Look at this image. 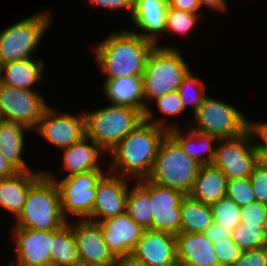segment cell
Listing matches in <instances>:
<instances>
[{
  "label": "cell",
  "mask_w": 267,
  "mask_h": 266,
  "mask_svg": "<svg viewBox=\"0 0 267 266\" xmlns=\"http://www.w3.org/2000/svg\"><path fill=\"white\" fill-rule=\"evenodd\" d=\"M17 261L15 266H50L52 231L16 227L13 229ZM14 266V265H11Z\"/></svg>",
  "instance_id": "e0dca14e"
},
{
  "label": "cell",
  "mask_w": 267,
  "mask_h": 266,
  "mask_svg": "<svg viewBox=\"0 0 267 266\" xmlns=\"http://www.w3.org/2000/svg\"><path fill=\"white\" fill-rule=\"evenodd\" d=\"M103 85V94L110 104L136 107L144 113L142 77L104 80Z\"/></svg>",
  "instance_id": "484cf974"
},
{
  "label": "cell",
  "mask_w": 267,
  "mask_h": 266,
  "mask_svg": "<svg viewBox=\"0 0 267 266\" xmlns=\"http://www.w3.org/2000/svg\"><path fill=\"white\" fill-rule=\"evenodd\" d=\"M249 181L256 201L267 205V167L260 161L255 165Z\"/></svg>",
  "instance_id": "8d00e7d4"
},
{
  "label": "cell",
  "mask_w": 267,
  "mask_h": 266,
  "mask_svg": "<svg viewBox=\"0 0 267 266\" xmlns=\"http://www.w3.org/2000/svg\"><path fill=\"white\" fill-rule=\"evenodd\" d=\"M201 164L189 157L167 133L162 139L150 175V181L188 195Z\"/></svg>",
  "instance_id": "8992f818"
},
{
  "label": "cell",
  "mask_w": 267,
  "mask_h": 266,
  "mask_svg": "<svg viewBox=\"0 0 267 266\" xmlns=\"http://www.w3.org/2000/svg\"><path fill=\"white\" fill-rule=\"evenodd\" d=\"M194 131L209 134L219 139L232 138L248 129V121L240 110L218 99L206 96L195 114Z\"/></svg>",
  "instance_id": "ba28073f"
},
{
  "label": "cell",
  "mask_w": 267,
  "mask_h": 266,
  "mask_svg": "<svg viewBox=\"0 0 267 266\" xmlns=\"http://www.w3.org/2000/svg\"><path fill=\"white\" fill-rule=\"evenodd\" d=\"M155 46V42L122 29L96 45L95 60L107 75L105 80L142 77Z\"/></svg>",
  "instance_id": "7a4b0ae2"
},
{
  "label": "cell",
  "mask_w": 267,
  "mask_h": 266,
  "mask_svg": "<svg viewBox=\"0 0 267 266\" xmlns=\"http://www.w3.org/2000/svg\"><path fill=\"white\" fill-rule=\"evenodd\" d=\"M152 102H155L159 110L166 116L179 115L184 111L182 101L177 91L160 96Z\"/></svg>",
  "instance_id": "f35d334b"
},
{
  "label": "cell",
  "mask_w": 267,
  "mask_h": 266,
  "mask_svg": "<svg viewBox=\"0 0 267 266\" xmlns=\"http://www.w3.org/2000/svg\"><path fill=\"white\" fill-rule=\"evenodd\" d=\"M127 180L130 181V178L105 174L96 186L92 213L86 220L98 223L126 213L129 191Z\"/></svg>",
  "instance_id": "9a60e30c"
},
{
  "label": "cell",
  "mask_w": 267,
  "mask_h": 266,
  "mask_svg": "<svg viewBox=\"0 0 267 266\" xmlns=\"http://www.w3.org/2000/svg\"><path fill=\"white\" fill-rule=\"evenodd\" d=\"M90 4L110 10H128L132 13L133 0H88Z\"/></svg>",
  "instance_id": "b9f144b4"
},
{
  "label": "cell",
  "mask_w": 267,
  "mask_h": 266,
  "mask_svg": "<svg viewBox=\"0 0 267 266\" xmlns=\"http://www.w3.org/2000/svg\"><path fill=\"white\" fill-rule=\"evenodd\" d=\"M227 180L222 170L213 164L201 165L188 195L204 204L211 205L226 196Z\"/></svg>",
  "instance_id": "603a6c76"
},
{
  "label": "cell",
  "mask_w": 267,
  "mask_h": 266,
  "mask_svg": "<svg viewBox=\"0 0 267 266\" xmlns=\"http://www.w3.org/2000/svg\"><path fill=\"white\" fill-rule=\"evenodd\" d=\"M15 227L44 231L60 229L67 220L61 211L60 196L55 180L44 173L30 186L22 212Z\"/></svg>",
  "instance_id": "277c9868"
},
{
  "label": "cell",
  "mask_w": 267,
  "mask_h": 266,
  "mask_svg": "<svg viewBox=\"0 0 267 266\" xmlns=\"http://www.w3.org/2000/svg\"><path fill=\"white\" fill-rule=\"evenodd\" d=\"M86 136L105 153L111 150L144 120V113L136 107L113 104L85 112Z\"/></svg>",
  "instance_id": "3957f363"
},
{
  "label": "cell",
  "mask_w": 267,
  "mask_h": 266,
  "mask_svg": "<svg viewBox=\"0 0 267 266\" xmlns=\"http://www.w3.org/2000/svg\"><path fill=\"white\" fill-rule=\"evenodd\" d=\"M44 62L32 58L0 65V82L18 89L32 90L43 78Z\"/></svg>",
  "instance_id": "d4e9b609"
},
{
  "label": "cell",
  "mask_w": 267,
  "mask_h": 266,
  "mask_svg": "<svg viewBox=\"0 0 267 266\" xmlns=\"http://www.w3.org/2000/svg\"><path fill=\"white\" fill-rule=\"evenodd\" d=\"M48 107L39 92L0 82V114L3 120L22 123L33 130Z\"/></svg>",
  "instance_id": "8fae6325"
},
{
  "label": "cell",
  "mask_w": 267,
  "mask_h": 266,
  "mask_svg": "<svg viewBox=\"0 0 267 266\" xmlns=\"http://www.w3.org/2000/svg\"><path fill=\"white\" fill-rule=\"evenodd\" d=\"M200 7H208L217 11L224 12L228 8L226 1L227 0H198Z\"/></svg>",
  "instance_id": "bcb514c9"
},
{
  "label": "cell",
  "mask_w": 267,
  "mask_h": 266,
  "mask_svg": "<svg viewBox=\"0 0 267 266\" xmlns=\"http://www.w3.org/2000/svg\"><path fill=\"white\" fill-rule=\"evenodd\" d=\"M188 131V134H184L181 132V129L177 127L168 130V134L179 144L181 149L189 157L196 160L201 165L212 164L216 151L215 145L218 139L212 135L194 131L189 127Z\"/></svg>",
  "instance_id": "cb8c5ba5"
},
{
  "label": "cell",
  "mask_w": 267,
  "mask_h": 266,
  "mask_svg": "<svg viewBox=\"0 0 267 266\" xmlns=\"http://www.w3.org/2000/svg\"><path fill=\"white\" fill-rule=\"evenodd\" d=\"M232 266H267V246L244 251Z\"/></svg>",
  "instance_id": "ab89813d"
},
{
  "label": "cell",
  "mask_w": 267,
  "mask_h": 266,
  "mask_svg": "<svg viewBox=\"0 0 267 266\" xmlns=\"http://www.w3.org/2000/svg\"><path fill=\"white\" fill-rule=\"evenodd\" d=\"M167 0H133L131 17L141 31L133 32L158 44V33L165 32Z\"/></svg>",
  "instance_id": "d6986e66"
},
{
  "label": "cell",
  "mask_w": 267,
  "mask_h": 266,
  "mask_svg": "<svg viewBox=\"0 0 267 266\" xmlns=\"http://www.w3.org/2000/svg\"><path fill=\"white\" fill-rule=\"evenodd\" d=\"M213 247L220 266H232L244 252L232 237L213 243Z\"/></svg>",
  "instance_id": "d590c367"
},
{
  "label": "cell",
  "mask_w": 267,
  "mask_h": 266,
  "mask_svg": "<svg viewBox=\"0 0 267 266\" xmlns=\"http://www.w3.org/2000/svg\"><path fill=\"white\" fill-rule=\"evenodd\" d=\"M150 194L136 182L127 195L126 213L144 230L152 229Z\"/></svg>",
  "instance_id": "f546056e"
},
{
  "label": "cell",
  "mask_w": 267,
  "mask_h": 266,
  "mask_svg": "<svg viewBox=\"0 0 267 266\" xmlns=\"http://www.w3.org/2000/svg\"><path fill=\"white\" fill-rule=\"evenodd\" d=\"M181 216V233H204L214 222L211 206L189 195L182 201Z\"/></svg>",
  "instance_id": "f1b7e54d"
},
{
  "label": "cell",
  "mask_w": 267,
  "mask_h": 266,
  "mask_svg": "<svg viewBox=\"0 0 267 266\" xmlns=\"http://www.w3.org/2000/svg\"><path fill=\"white\" fill-rule=\"evenodd\" d=\"M210 206L213 221L225 229L233 231L241 222V208L228 196H223Z\"/></svg>",
  "instance_id": "1f68e13d"
},
{
  "label": "cell",
  "mask_w": 267,
  "mask_h": 266,
  "mask_svg": "<svg viewBox=\"0 0 267 266\" xmlns=\"http://www.w3.org/2000/svg\"><path fill=\"white\" fill-rule=\"evenodd\" d=\"M232 238L243 251L267 246V226L240 222L232 231Z\"/></svg>",
  "instance_id": "4dcf8cb0"
},
{
  "label": "cell",
  "mask_w": 267,
  "mask_h": 266,
  "mask_svg": "<svg viewBox=\"0 0 267 266\" xmlns=\"http://www.w3.org/2000/svg\"><path fill=\"white\" fill-rule=\"evenodd\" d=\"M190 67L175 47L155 46L142 76L144 111L146 100L153 101L167 93L178 91Z\"/></svg>",
  "instance_id": "5b68a950"
},
{
  "label": "cell",
  "mask_w": 267,
  "mask_h": 266,
  "mask_svg": "<svg viewBox=\"0 0 267 266\" xmlns=\"http://www.w3.org/2000/svg\"><path fill=\"white\" fill-rule=\"evenodd\" d=\"M178 266H220L213 242L204 233H178Z\"/></svg>",
  "instance_id": "ffe728a7"
},
{
  "label": "cell",
  "mask_w": 267,
  "mask_h": 266,
  "mask_svg": "<svg viewBox=\"0 0 267 266\" xmlns=\"http://www.w3.org/2000/svg\"><path fill=\"white\" fill-rule=\"evenodd\" d=\"M153 115L148 106L144 120L111 150V173L136 180L150 175L162 139L178 127Z\"/></svg>",
  "instance_id": "6da1fadb"
},
{
  "label": "cell",
  "mask_w": 267,
  "mask_h": 266,
  "mask_svg": "<svg viewBox=\"0 0 267 266\" xmlns=\"http://www.w3.org/2000/svg\"><path fill=\"white\" fill-rule=\"evenodd\" d=\"M136 181L150 194L152 229L175 235L181 233V204L186 194L158 185L148 178Z\"/></svg>",
  "instance_id": "7c38bea8"
},
{
  "label": "cell",
  "mask_w": 267,
  "mask_h": 266,
  "mask_svg": "<svg viewBox=\"0 0 267 266\" xmlns=\"http://www.w3.org/2000/svg\"><path fill=\"white\" fill-rule=\"evenodd\" d=\"M19 170L0 152V179L15 175Z\"/></svg>",
  "instance_id": "f6af8a7d"
},
{
  "label": "cell",
  "mask_w": 267,
  "mask_h": 266,
  "mask_svg": "<svg viewBox=\"0 0 267 266\" xmlns=\"http://www.w3.org/2000/svg\"><path fill=\"white\" fill-rule=\"evenodd\" d=\"M77 266H91V265H84V264H79V265H77Z\"/></svg>",
  "instance_id": "681fc988"
},
{
  "label": "cell",
  "mask_w": 267,
  "mask_h": 266,
  "mask_svg": "<svg viewBox=\"0 0 267 266\" xmlns=\"http://www.w3.org/2000/svg\"><path fill=\"white\" fill-rule=\"evenodd\" d=\"M259 161L265 166L267 167V153H264L260 158Z\"/></svg>",
  "instance_id": "c3c4849f"
},
{
  "label": "cell",
  "mask_w": 267,
  "mask_h": 266,
  "mask_svg": "<svg viewBox=\"0 0 267 266\" xmlns=\"http://www.w3.org/2000/svg\"><path fill=\"white\" fill-rule=\"evenodd\" d=\"M105 243L116 259L130 257L144 229L127 213L98 222Z\"/></svg>",
  "instance_id": "ac0fdd59"
},
{
  "label": "cell",
  "mask_w": 267,
  "mask_h": 266,
  "mask_svg": "<svg viewBox=\"0 0 267 266\" xmlns=\"http://www.w3.org/2000/svg\"><path fill=\"white\" fill-rule=\"evenodd\" d=\"M248 129L254 140V146L258 157L260 158L264 153H267V122H253L248 121ZM260 138L262 142L255 140Z\"/></svg>",
  "instance_id": "60d3db41"
},
{
  "label": "cell",
  "mask_w": 267,
  "mask_h": 266,
  "mask_svg": "<svg viewBox=\"0 0 267 266\" xmlns=\"http://www.w3.org/2000/svg\"><path fill=\"white\" fill-rule=\"evenodd\" d=\"M199 14L184 12L172 7H167L165 31L186 36L197 25Z\"/></svg>",
  "instance_id": "836d02e7"
},
{
  "label": "cell",
  "mask_w": 267,
  "mask_h": 266,
  "mask_svg": "<svg viewBox=\"0 0 267 266\" xmlns=\"http://www.w3.org/2000/svg\"><path fill=\"white\" fill-rule=\"evenodd\" d=\"M204 88V82L201 79L196 78L194 74H192V71L189 70V72L182 79L181 86L177 91L182 101L184 110L187 105H190L192 106L193 115L195 114L199 106L202 104V101L207 96L204 94Z\"/></svg>",
  "instance_id": "d6a6232c"
},
{
  "label": "cell",
  "mask_w": 267,
  "mask_h": 266,
  "mask_svg": "<svg viewBox=\"0 0 267 266\" xmlns=\"http://www.w3.org/2000/svg\"><path fill=\"white\" fill-rule=\"evenodd\" d=\"M115 266H143V265L133 261L130 257H128V258L117 259Z\"/></svg>",
  "instance_id": "7dc6e473"
},
{
  "label": "cell",
  "mask_w": 267,
  "mask_h": 266,
  "mask_svg": "<svg viewBox=\"0 0 267 266\" xmlns=\"http://www.w3.org/2000/svg\"><path fill=\"white\" fill-rule=\"evenodd\" d=\"M204 235L208 238L211 242L215 243L220 241L221 239H225L228 237H232V231L229 229H225L224 227L220 226L213 222L205 231Z\"/></svg>",
  "instance_id": "7bdbcfd3"
},
{
  "label": "cell",
  "mask_w": 267,
  "mask_h": 266,
  "mask_svg": "<svg viewBox=\"0 0 267 266\" xmlns=\"http://www.w3.org/2000/svg\"><path fill=\"white\" fill-rule=\"evenodd\" d=\"M105 172L92 170L66 176L61 181L56 180L54 173L45 172L55 180L59 191L62 215L67 221H69L68 215H66L68 213L73 216H80V220H85L91 215L96 196V186Z\"/></svg>",
  "instance_id": "9c48e42d"
},
{
  "label": "cell",
  "mask_w": 267,
  "mask_h": 266,
  "mask_svg": "<svg viewBox=\"0 0 267 266\" xmlns=\"http://www.w3.org/2000/svg\"><path fill=\"white\" fill-rule=\"evenodd\" d=\"M46 141L59 149H64L86 136L84 113L73 115L57 113L50 106L45 110L35 128Z\"/></svg>",
  "instance_id": "4fadbf2b"
},
{
  "label": "cell",
  "mask_w": 267,
  "mask_h": 266,
  "mask_svg": "<svg viewBox=\"0 0 267 266\" xmlns=\"http://www.w3.org/2000/svg\"><path fill=\"white\" fill-rule=\"evenodd\" d=\"M130 258L143 266H178L175 234L144 230Z\"/></svg>",
  "instance_id": "5bb4252c"
},
{
  "label": "cell",
  "mask_w": 267,
  "mask_h": 266,
  "mask_svg": "<svg viewBox=\"0 0 267 266\" xmlns=\"http://www.w3.org/2000/svg\"><path fill=\"white\" fill-rule=\"evenodd\" d=\"M50 22L51 15L43 11L1 31L0 65L32 58Z\"/></svg>",
  "instance_id": "52a82bcc"
},
{
  "label": "cell",
  "mask_w": 267,
  "mask_h": 266,
  "mask_svg": "<svg viewBox=\"0 0 267 266\" xmlns=\"http://www.w3.org/2000/svg\"><path fill=\"white\" fill-rule=\"evenodd\" d=\"M241 222L248 225L267 226V205L254 201L241 207Z\"/></svg>",
  "instance_id": "74e56055"
},
{
  "label": "cell",
  "mask_w": 267,
  "mask_h": 266,
  "mask_svg": "<svg viewBox=\"0 0 267 266\" xmlns=\"http://www.w3.org/2000/svg\"><path fill=\"white\" fill-rule=\"evenodd\" d=\"M216 145L212 164L221 169L228 180L250 177L259 157L249 129L238 136L219 139Z\"/></svg>",
  "instance_id": "30bf717a"
},
{
  "label": "cell",
  "mask_w": 267,
  "mask_h": 266,
  "mask_svg": "<svg viewBox=\"0 0 267 266\" xmlns=\"http://www.w3.org/2000/svg\"><path fill=\"white\" fill-rule=\"evenodd\" d=\"M43 173L18 171L11 177L0 179V208L9 210L16 219L23 210L30 186Z\"/></svg>",
  "instance_id": "44dd1931"
},
{
  "label": "cell",
  "mask_w": 267,
  "mask_h": 266,
  "mask_svg": "<svg viewBox=\"0 0 267 266\" xmlns=\"http://www.w3.org/2000/svg\"><path fill=\"white\" fill-rule=\"evenodd\" d=\"M80 264L74 232L67 222L60 229L52 231L50 266H77Z\"/></svg>",
  "instance_id": "83f0119b"
},
{
  "label": "cell",
  "mask_w": 267,
  "mask_h": 266,
  "mask_svg": "<svg viewBox=\"0 0 267 266\" xmlns=\"http://www.w3.org/2000/svg\"><path fill=\"white\" fill-rule=\"evenodd\" d=\"M27 129L31 128L22 123L8 120L0 122V152L19 171L31 170L22 157L25 144L24 133Z\"/></svg>",
  "instance_id": "4316f807"
},
{
  "label": "cell",
  "mask_w": 267,
  "mask_h": 266,
  "mask_svg": "<svg viewBox=\"0 0 267 266\" xmlns=\"http://www.w3.org/2000/svg\"><path fill=\"white\" fill-rule=\"evenodd\" d=\"M168 6L184 12L199 14L198 0H167Z\"/></svg>",
  "instance_id": "ee69618b"
},
{
  "label": "cell",
  "mask_w": 267,
  "mask_h": 266,
  "mask_svg": "<svg viewBox=\"0 0 267 266\" xmlns=\"http://www.w3.org/2000/svg\"><path fill=\"white\" fill-rule=\"evenodd\" d=\"M226 196L240 208L256 201L249 178L227 180Z\"/></svg>",
  "instance_id": "e575fe53"
},
{
  "label": "cell",
  "mask_w": 267,
  "mask_h": 266,
  "mask_svg": "<svg viewBox=\"0 0 267 266\" xmlns=\"http://www.w3.org/2000/svg\"><path fill=\"white\" fill-rule=\"evenodd\" d=\"M92 143L91 145L89 143ZM63 167L72 176L92 170H102L98 160L106 154L95 142L87 136L71 146L62 149Z\"/></svg>",
  "instance_id": "7402d4cb"
},
{
  "label": "cell",
  "mask_w": 267,
  "mask_h": 266,
  "mask_svg": "<svg viewBox=\"0 0 267 266\" xmlns=\"http://www.w3.org/2000/svg\"><path fill=\"white\" fill-rule=\"evenodd\" d=\"M73 229L81 264L115 266L117 259L105 243L100 225L89 220L69 223Z\"/></svg>",
  "instance_id": "2e32d148"
}]
</instances>
